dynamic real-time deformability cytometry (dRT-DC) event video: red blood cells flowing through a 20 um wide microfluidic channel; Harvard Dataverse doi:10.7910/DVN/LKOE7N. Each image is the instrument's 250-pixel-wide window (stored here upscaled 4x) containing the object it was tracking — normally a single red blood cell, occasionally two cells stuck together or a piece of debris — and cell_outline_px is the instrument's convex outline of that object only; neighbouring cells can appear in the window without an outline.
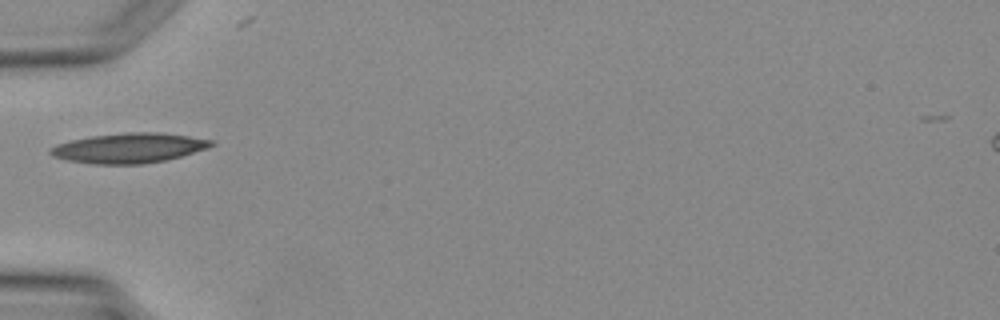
{"species": "Egyptian fruit bat (a non-hibernating species)", "species_latin": "Rousettus aegyptiacus", "temperature_condition": "warm", "stored_images_in_passage": 1, "camera_frame_rate_fps": 3000, "um_per_image_px": 0.085, "animal": {"sex": "female"}, "frame": {"image": 1, "passage_image": 1, "time_ms": 0.0, "image_size_px": [1000, 320], "cell_outline_px": [[216, 144], [208, 148], [168, 160], [140, 164], [92, 164], [68, 160], [52, 156], [48, 152], [48, 148], [56, 144], [72, 140], [92, 136], [124, 132], [160, 132], [216, 140]], "centroid_in_image_um": [10.99, 12.58], "position_along_channel_um": 74.0, "area_um2": 28.26}}